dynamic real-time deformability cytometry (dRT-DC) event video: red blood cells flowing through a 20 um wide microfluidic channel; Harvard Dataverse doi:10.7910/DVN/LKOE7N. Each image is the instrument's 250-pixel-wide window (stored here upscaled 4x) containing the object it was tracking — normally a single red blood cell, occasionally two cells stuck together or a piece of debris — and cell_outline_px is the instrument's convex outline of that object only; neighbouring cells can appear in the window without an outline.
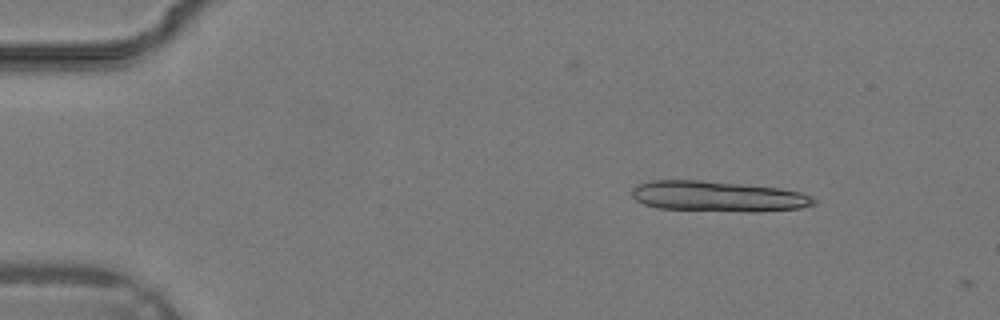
{"species": "common noctule bat (a hibernating species)", "species_latin": "Nyctalus noctula", "temperature_condition": "warm", "stored_images_in_passage": 8, "camera_frame_rate_fps": 3000, "um_per_image_px": 0.085, "animal": {"sex": "male", "body_mass_g": 19.2, "forearm_length_mm": 51.8}, "frame": {"image": 1, "passage_image": 5, "time_ms": 1.333, "image_size_px": [1000, 320], "cell_outline_px": [[816, 204], [800, 208], [752, 212], [748, 212], [656, 208], [644, 204], [636, 200], [632, 196], [632, 188], [636, 184], [652, 180], [700, 180], [744, 184], [780, 188], [800, 192], [812, 196], [816, 200]], "centroid_in_image_um": [61.02, 16.69], "position_along_channel_um": 24.0, "area_um2": 32.54}}